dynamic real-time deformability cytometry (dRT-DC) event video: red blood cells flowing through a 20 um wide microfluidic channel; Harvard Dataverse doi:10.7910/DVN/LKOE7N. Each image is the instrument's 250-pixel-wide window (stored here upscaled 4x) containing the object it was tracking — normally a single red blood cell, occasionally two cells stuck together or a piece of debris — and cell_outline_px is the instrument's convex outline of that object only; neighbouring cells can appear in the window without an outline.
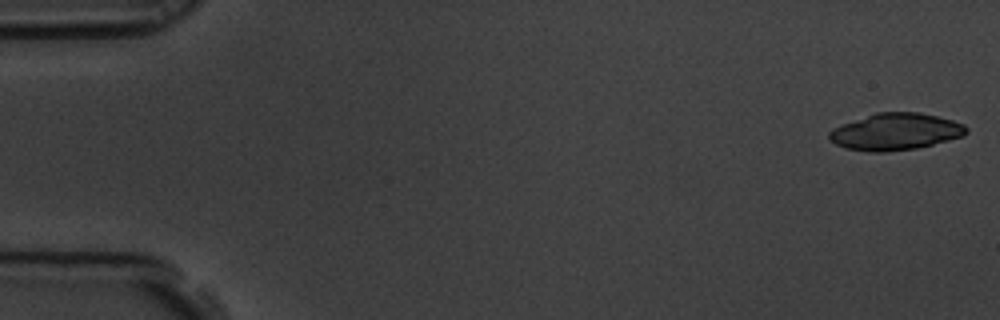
{"species": "common noctule bat (a hibernating species)", "species_latin": "Nyctalus noctula", "temperature_condition": "room temperature", "stored_images_in_passage": 57, "camera_frame_rate_fps": 3000, "um_per_image_px": 0.085, "animal": {"sex": "male", "body_mass_g": 19.5, "forearm_length_mm": 54.6}, "frame": {"image": 1, "passage_image": 1, "time_ms": 0.0, "image_size_px": [1000, 320], "cell_outline_px": [[968, 132], [964, 136], [916, 148], [884, 152], [868, 152], [844, 148], [828, 140], [828, 132], [832, 128], [840, 124], [876, 112], [920, 112], [952, 120], [964, 124], [968, 128]], "centroid_in_image_um": [76.07, 11.19], "position_along_channel_um": 8.9, "area_um2": 29.65}}